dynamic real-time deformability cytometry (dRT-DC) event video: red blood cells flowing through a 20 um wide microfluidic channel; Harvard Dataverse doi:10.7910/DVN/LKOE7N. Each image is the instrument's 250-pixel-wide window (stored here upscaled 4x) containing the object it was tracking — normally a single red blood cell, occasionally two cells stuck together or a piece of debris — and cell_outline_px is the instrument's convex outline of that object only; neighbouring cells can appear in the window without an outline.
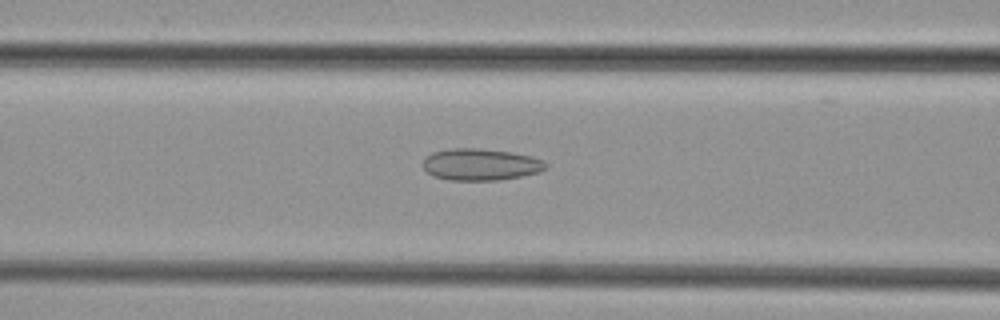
{"species": "common noctule bat (a hibernating species)", "species_latin": "Nyctalus noctula", "temperature_condition": "cold", "stored_images_in_passage": 44, "camera_frame_rate_fps": 3000, "um_per_image_px": 0.085, "animal": {"sex": "female", "body_mass_g": 29.2, "forearm_length_mm": 56.3}, "frame": {"image": 1, "passage_image": 16, "time_ms": 5.0, "image_size_px": [1000, 320], "cell_outline_px": [[548, 164], [540, 172], [520, 176], [496, 180], [448, 180], [432, 176], [424, 168], [424, 156], [432, 152], [452, 148], [480, 148], [512, 152], [532, 156], [544, 160]], "centroid_in_image_um": [40.84, 13.97], "position_along_channel_um": 125.8, "area_um2": 22.83}}
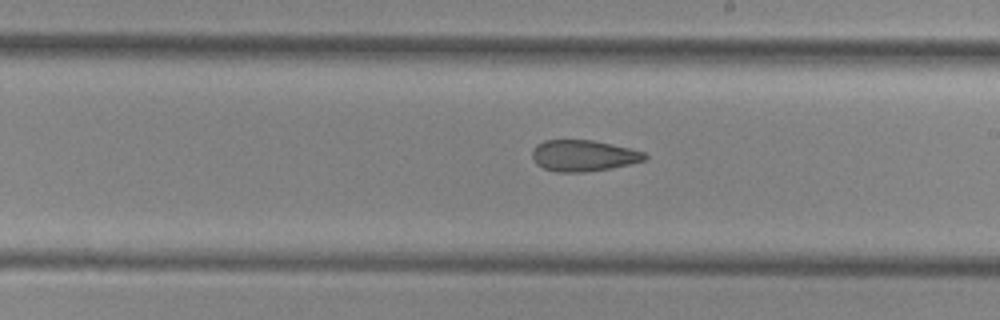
{"frame": {"image": 2, "passage_image": 24, "time_ms": 7.667, "image_size_px": [1000, 320], "cell_outline_px": [[648, 156], [644, 160], [628, 164], [608, 168], [584, 172], [556, 172], [544, 168], [536, 164], [532, 156], [532, 152], [536, 144], [544, 140], [592, 140], [632, 148], [644, 152]], "centroid_in_image_um": [49.57, 13.22], "position_along_channel_um": 239.4, "area_um2": 20.4}}
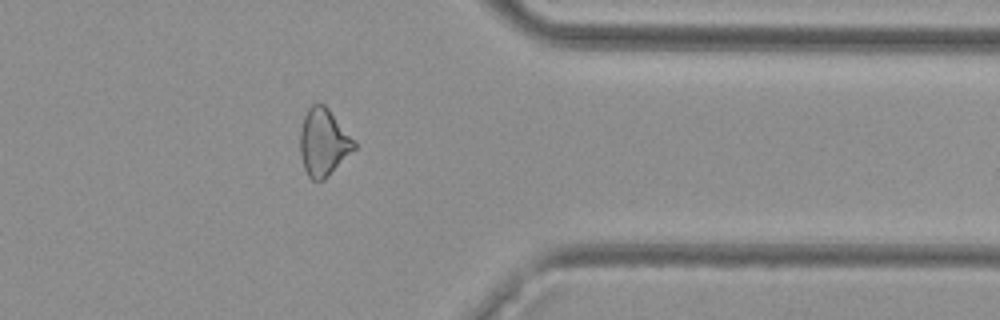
{"frame": {"image": 3, "passage_image": 35, "time_ms": 11.333, "image_size_px": [1000, 320], "cell_outline_px": [[356, 148], [324, 180], [312, 180], [308, 176], [304, 168], [300, 156], [300, 132], [304, 116], [308, 108], [312, 104], [324, 104], [328, 108], [356, 140]], "centroid_in_image_um": [27.5, 12.1], "position_along_channel_um": 383.9, "area_um2": 21.27}}